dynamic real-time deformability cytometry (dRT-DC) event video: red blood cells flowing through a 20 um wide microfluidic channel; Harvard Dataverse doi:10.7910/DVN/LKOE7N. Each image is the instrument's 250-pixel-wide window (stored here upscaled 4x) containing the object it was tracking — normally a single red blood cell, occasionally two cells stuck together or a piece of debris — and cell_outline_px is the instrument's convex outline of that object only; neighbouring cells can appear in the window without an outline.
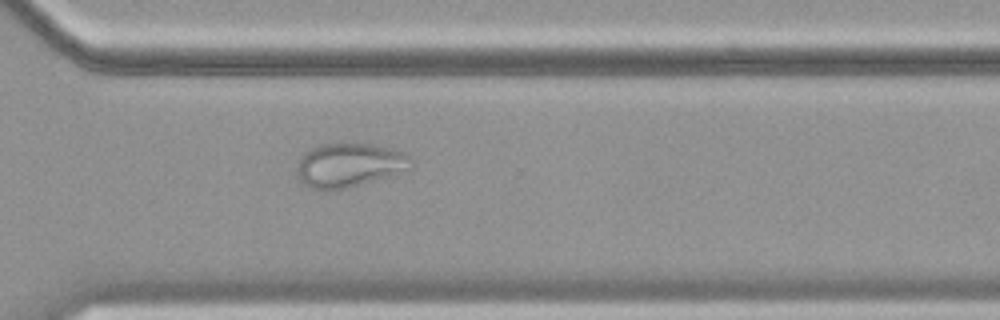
{"species": "common noctule bat (a hibernating species)", "species_latin": "Nyctalus noctula", "temperature_condition": "cold", "stored_images_in_passage": 56, "camera_frame_rate_fps": 3000, "um_per_image_px": 0.085, "animal": {"sex": "female", "body_mass_g": 19.9}, "frame": {"image": 1, "passage_image": 41, "time_ms": 13.333, "image_size_px": [1000, 320], "cell_outline_px": [[412, 168], [408, 172], [344, 188], [308, 188], [300, 180], [300, 160], [312, 148], [320, 144], [340, 140], [352, 140], [372, 144], [400, 152], [408, 156], [412, 160]], "centroid_in_image_um": [29.78, 13.97], "position_along_channel_um": 340.8, "area_um2": 29.3}}
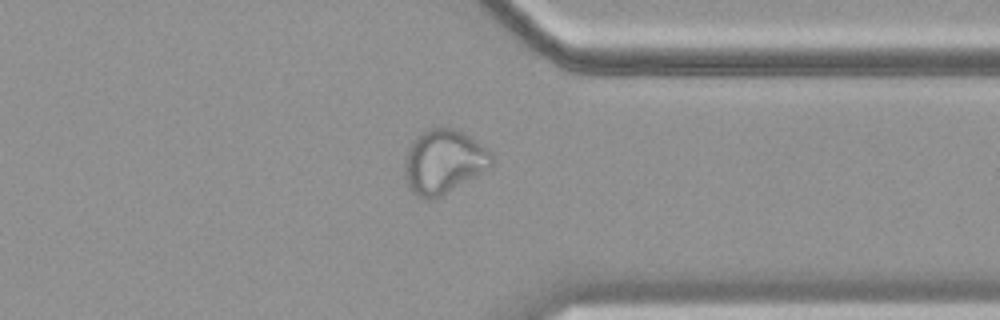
{"frame": {"image": 2, "passage_image": 44, "time_ms": 14.333, "image_size_px": [1000, 320], "cell_outline_px": [[492, 164], [488, 168], [440, 196], [432, 200], [428, 200], [416, 196], [408, 188], [404, 176], [404, 164], [408, 148], [412, 140], [416, 136], [428, 128], [456, 128], [492, 152]], "centroid_in_image_um": [37.65, 13.74], "position_along_channel_um": 373.8, "area_um2": 32.25}}